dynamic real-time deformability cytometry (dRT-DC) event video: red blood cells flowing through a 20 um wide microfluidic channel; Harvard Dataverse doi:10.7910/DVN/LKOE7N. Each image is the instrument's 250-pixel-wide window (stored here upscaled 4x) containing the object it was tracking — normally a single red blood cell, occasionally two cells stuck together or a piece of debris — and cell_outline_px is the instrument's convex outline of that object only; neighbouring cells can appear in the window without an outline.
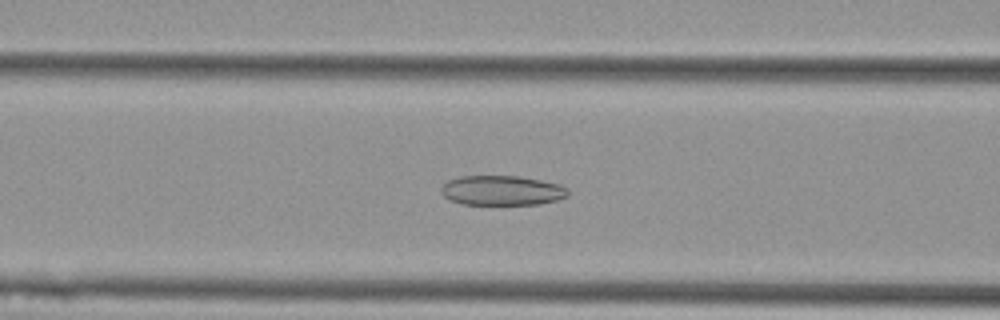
{"species": "Egyptian fruit bat (a non-hibernating species)", "species_latin": "Rousettus aegyptiacus", "temperature_condition": "cold", "stored_images_in_passage": 56, "camera_frame_rate_fps": 3000, "um_per_image_px": 0.085, "animal": {"sex": "female"}, "frame": {"image": 1, "passage_image": 23, "time_ms": 7.333, "image_size_px": [1000, 320], "cell_outline_px": [[568, 196], [556, 200], [540, 204], [464, 204], [452, 200], [444, 196], [440, 192], [440, 188], [448, 180], [460, 176], [520, 176], [560, 184], [568, 188]], "centroid_in_image_um": [42.68, 16.18], "position_along_channel_um": 123.9, "area_um2": 21.96}}
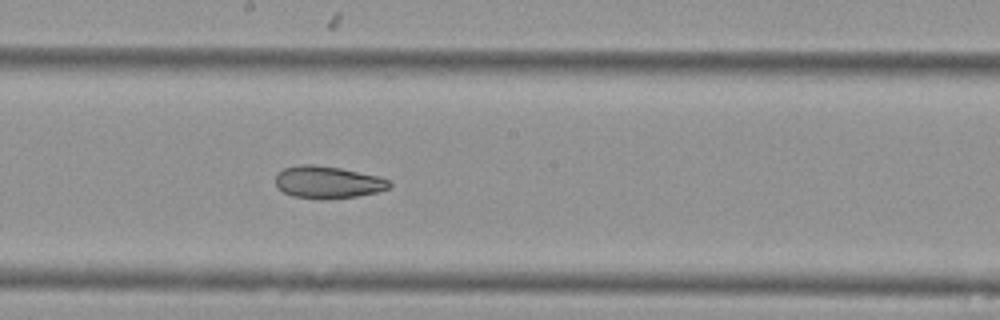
{"frame": {"image": 2, "passage_image": 31, "time_ms": 10.0, "image_size_px": [1000, 320], "cell_outline_px": [[392, 184], [388, 188], [376, 192], [356, 196], [324, 200], [320, 200], [292, 196], [284, 192], [276, 184], [276, 172], [284, 168], [300, 164], [312, 164], [340, 168], [380, 176], [388, 180]], "centroid_in_image_um": [27.84, 15.49], "position_along_channel_um": 220.4, "area_um2": 21.5}}
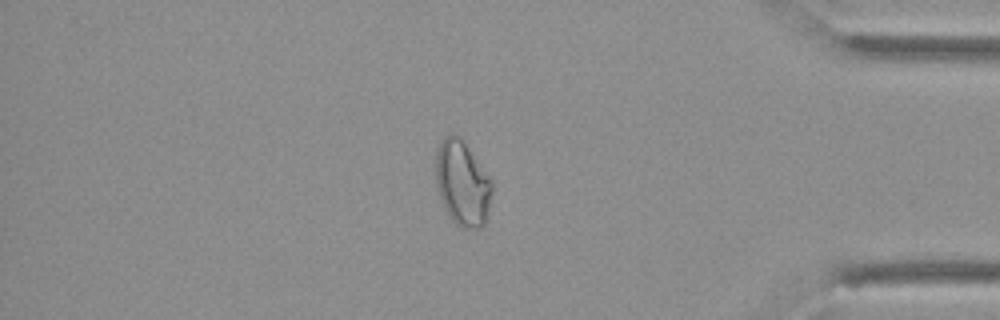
{"frame": {"image": 3, "passage_image": 48, "time_ms": 15.667, "image_size_px": [1000, 320], "cell_outline_px": [[492, 192], [488, 212], [484, 224], [480, 228], [460, 228], [448, 216], [444, 208], [436, 184], [436, 148], [444, 136], [452, 132], [456, 132], [460, 136], [488, 176], [492, 184]], "centroid_in_image_um": [39.27, 15.57], "position_along_channel_um": 395.9, "area_um2": 27.92}, "authors_computed_cell_mechanics": {"area_um2": 27.2816, "velocity_mm_per_s": 3.6306, "shape_relaxation_time_tau1_ms": null, "shape_relaxation_time_tau2_ms": 4.7413, "deformation_change_tau1": null, "deformation_change_tau2": 0.1069}}